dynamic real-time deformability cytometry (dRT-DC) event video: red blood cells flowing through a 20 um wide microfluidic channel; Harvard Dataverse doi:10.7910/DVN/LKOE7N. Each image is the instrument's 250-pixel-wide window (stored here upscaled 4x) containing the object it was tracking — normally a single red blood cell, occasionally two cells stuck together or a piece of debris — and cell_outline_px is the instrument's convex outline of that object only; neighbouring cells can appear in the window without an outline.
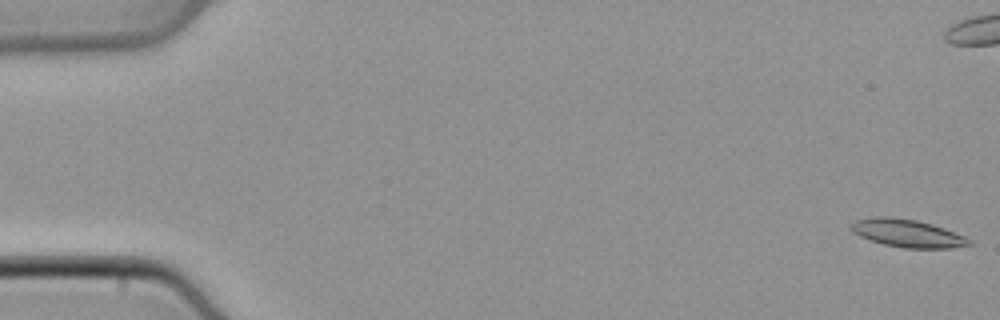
{"species": "common noctule bat (a hibernating species)", "species_latin": "Nyctalus noctula", "temperature_condition": "cold", "stored_images_in_passage": 50, "camera_frame_rate_fps": 3000, "um_per_image_px": 0.085, "animal": {"sex": "male", "body_mass_g": 21.5, "forearm_length_mm": 52.0}, "frame": {"image": 1, "passage_image": 1, "time_ms": 0.0, "image_size_px": [1000, 320], "cell_outline_px": [[972, 244], [952, 248], [904, 248], [884, 244], [860, 236], [852, 232], [848, 228], [856, 220], [872, 216], [892, 216], [916, 220], [932, 224], [944, 228], [964, 236], [972, 240]], "centroid_in_image_um": [77.11, 19.81], "position_along_channel_um": 7.9, "area_um2": 19.19}}